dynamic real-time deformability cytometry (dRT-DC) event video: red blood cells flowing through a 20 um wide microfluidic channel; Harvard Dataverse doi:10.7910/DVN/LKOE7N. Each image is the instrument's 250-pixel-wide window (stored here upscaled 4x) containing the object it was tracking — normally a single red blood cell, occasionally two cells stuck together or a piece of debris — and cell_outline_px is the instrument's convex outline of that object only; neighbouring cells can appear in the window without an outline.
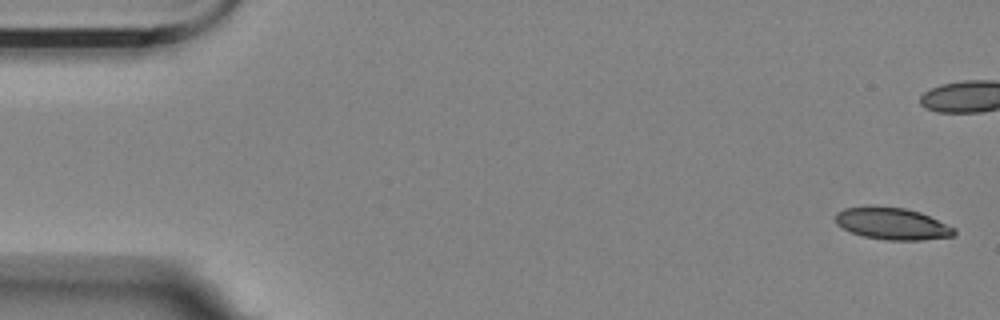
{"species": "Egyptian fruit bat (a non-hibernating species)", "species_latin": "Rousettus aegyptiacus", "temperature_condition": "room temperature", "stored_images_in_passage": 4, "camera_frame_rate_fps": 3000, "um_per_image_px": 0.085, "animal": {"sex": "female"}, "frame": {"image": 1, "passage_image": 1, "time_ms": 0.0, "image_size_px": [1000, 320], "cell_outline_px": [[956, 232], [952, 236], [920, 240], [888, 240], [864, 236], [852, 232], [836, 224], [836, 212], [844, 208], [872, 204], [876, 204], [904, 208], [920, 212], [956, 228]], "centroid_in_image_um": [75.81, 18.98], "position_along_channel_um": 9.2, "area_um2": 22.31}}